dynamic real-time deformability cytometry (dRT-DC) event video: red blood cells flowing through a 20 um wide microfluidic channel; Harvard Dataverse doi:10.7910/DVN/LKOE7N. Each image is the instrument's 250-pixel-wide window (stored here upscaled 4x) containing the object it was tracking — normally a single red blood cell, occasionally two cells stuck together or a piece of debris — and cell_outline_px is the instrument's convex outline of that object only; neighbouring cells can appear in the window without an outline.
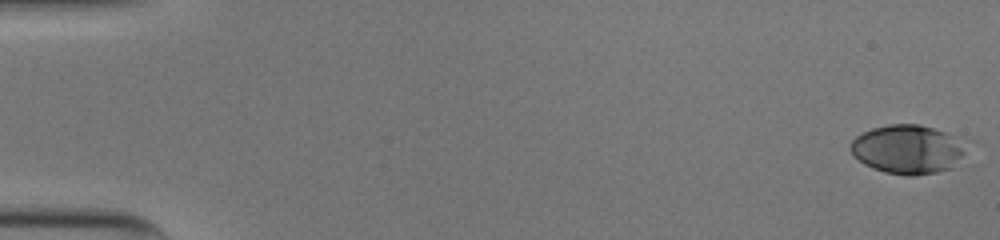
{"species": "human", "species_latin": "Homo sapiens", "temperature_condition": "cold", "stored_images_in_passage": 52, "camera_frame_rate_fps": 3000, "um_per_image_px": 0.085, "donor": {"sex": "male"}, "frame": {"image": 1, "passage_image": 1, "time_ms": 0.0, "image_size_px": [1000, 240], "cell_outline_px": [[976, 140], [948, 168], [936, 172], [916, 176], [904, 176], [884, 172], [872, 168], [864, 164], [848, 148], [852, 140], [856, 136], [872, 128], [888, 124], [920, 124]], "centroid_in_image_um": [77.25, 12.66], "position_along_channel_um": 7.8, "area_um2": 33.76}}
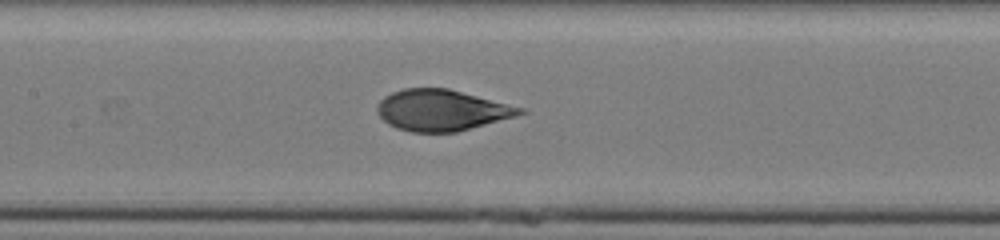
{"frame": {"image": 2, "passage_image": 26, "time_ms": 8.333, "image_size_px": [1000, 240], "cell_outline_px": [[528, 112], [516, 116], [456, 132], [412, 132], [396, 128], [388, 124], [380, 116], [376, 108], [380, 100], [384, 96], [392, 92], [404, 88], [448, 88], [524, 108]], "centroid_in_image_um": [37.53, 9.36], "position_along_channel_um": 169.9, "area_um2": 34.04}}
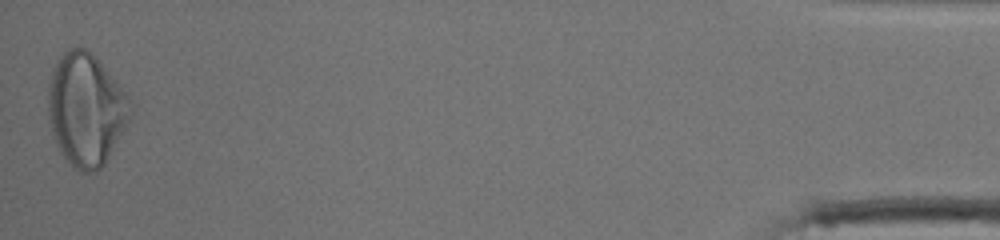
{"frame": {"image": 3, "passage_image": 52, "time_ms": 17.0, "image_size_px": [1000, 240], "cell_outline_px": [[132, 112], [124, 128], [104, 164], [96, 172], [80, 172], [60, 152], [56, 144], [52, 132], [48, 116], [48, 84], [52, 72], [60, 56], [64, 52], [72, 48], [84, 48], [104, 68], [132, 100]], "centroid_in_image_um": [7.29, 9.33], "position_along_channel_um": 427.9, "area_um2": 52.94}, "authors_computed_cell_mechanics": {"area_um2": 34.6511, "velocity_mm_per_s": 3.9776, "shape_relaxation_time_tau1_ms": 5.107, "shape_relaxation_time_tau2_ms": null, "deformation_change_tau1": 0.2237, "deformation_change_tau2": null}}